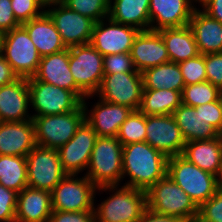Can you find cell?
<instances>
[{
	"label": "cell",
	"instance_id": "obj_20",
	"mask_svg": "<svg viewBox=\"0 0 222 222\" xmlns=\"http://www.w3.org/2000/svg\"><path fill=\"white\" fill-rule=\"evenodd\" d=\"M30 102L28 80L18 78L0 87V122H22L32 119L28 115Z\"/></svg>",
	"mask_w": 222,
	"mask_h": 222
},
{
	"label": "cell",
	"instance_id": "obj_13",
	"mask_svg": "<svg viewBox=\"0 0 222 222\" xmlns=\"http://www.w3.org/2000/svg\"><path fill=\"white\" fill-rule=\"evenodd\" d=\"M167 158L182 155L185 140L172 114L146 116V139Z\"/></svg>",
	"mask_w": 222,
	"mask_h": 222
},
{
	"label": "cell",
	"instance_id": "obj_42",
	"mask_svg": "<svg viewBox=\"0 0 222 222\" xmlns=\"http://www.w3.org/2000/svg\"><path fill=\"white\" fill-rule=\"evenodd\" d=\"M201 116L219 132L222 129V97L217 101L201 105Z\"/></svg>",
	"mask_w": 222,
	"mask_h": 222
},
{
	"label": "cell",
	"instance_id": "obj_10",
	"mask_svg": "<svg viewBox=\"0 0 222 222\" xmlns=\"http://www.w3.org/2000/svg\"><path fill=\"white\" fill-rule=\"evenodd\" d=\"M28 187L52 191L66 176L58 149L36 145L26 156Z\"/></svg>",
	"mask_w": 222,
	"mask_h": 222
},
{
	"label": "cell",
	"instance_id": "obj_12",
	"mask_svg": "<svg viewBox=\"0 0 222 222\" xmlns=\"http://www.w3.org/2000/svg\"><path fill=\"white\" fill-rule=\"evenodd\" d=\"M143 91L141 72L104 74L97 95L105 101L139 110Z\"/></svg>",
	"mask_w": 222,
	"mask_h": 222
},
{
	"label": "cell",
	"instance_id": "obj_41",
	"mask_svg": "<svg viewBox=\"0 0 222 222\" xmlns=\"http://www.w3.org/2000/svg\"><path fill=\"white\" fill-rule=\"evenodd\" d=\"M206 79L222 90V52L205 54Z\"/></svg>",
	"mask_w": 222,
	"mask_h": 222
},
{
	"label": "cell",
	"instance_id": "obj_45",
	"mask_svg": "<svg viewBox=\"0 0 222 222\" xmlns=\"http://www.w3.org/2000/svg\"><path fill=\"white\" fill-rule=\"evenodd\" d=\"M136 222H185L179 217L160 214L150 209H146Z\"/></svg>",
	"mask_w": 222,
	"mask_h": 222
},
{
	"label": "cell",
	"instance_id": "obj_4",
	"mask_svg": "<svg viewBox=\"0 0 222 222\" xmlns=\"http://www.w3.org/2000/svg\"><path fill=\"white\" fill-rule=\"evenodd\" d=\"M167 175L200 207L218 190L214 174L200 169L182 155L168 158Z\"/></svg>",
	"mask_w": 222,
	"mask_h": 222
},
{
	"label": "cell",
	"instance_id": "obj_22",
	"mask_svg": "<svg viewBox=\"0 0 222 222\" xmlns=\"http://www.w3.org/2000/svg\"><path fill=\"white\" fill-rule=\"evenodd\" d=\"M90 111V114L86 112L85 120L91 125L97 137H116L120 126L133 110L100 99Z\"/></svg>",
	"mask_w": 222,
	"mask_h": 222
},
{
	"label": "cell",
	"instance_id": "obj_28",
	"mask_svg": "<svg viewBox=\"0 0 222 222\" xmlns=\"http://www.w3.org/2000/svg\"><path fill=\"white\" fill-rule=\"evenodd\" d=\"M150 0H110L108 17L115 22L135 27L139 31L150 30Z\"/></svg>",
	"mask_w": 222,
	"mask_h": 222
},
{
	"label": "cell",
	"instance_id": "obj_49",
	"mask_svg": "<svg viewBox=\"0 0 222 222\" xmlns=\"http://www.w3.org/2000/svg\"><path fill=\"white\" fill-rule=\"evenodd\" d=\"M218 186L222 188V158L218 174L216 175Z\"/></svg>",
	"mask_w": 222,
	"mask_h": 222
},
{
	"label": "cell",
	"instance_id": "obj_48",
	"mask_svg": "<svg viewBox=\"0 0 222 222\" xmlns=\"http://www.w3.org/2000/svg\"><path fill=\"white\" fill-rule=\"evenodd\" d=\"M67 0H38L40 6L44 9V7H55L60 5H65ZM53 5V6H52Z\"/></svg>",
	"mask_w": 222,
	"mask_h": 222
},
{
	"label": "cell",
	"instance_id": "obj_3",
	"mask_svg": "<svg viewBox=\"0 0 222 222\" xmlns=\"http://www.w3.org/2000/svg\"><path fill=\"white\" fill-rule=\"evenodd\" d=\"M146 197L147 208L154 212L185 222L198 218L199 207L167 174L146 191Z\"/></svg>",
	"mask_w": 222,
	"mask_h": 222
},
{
	"label": "cell",
	"instance_id": "obj_32",
	"mask_svg": "<svg viewBox=\"0 0 222 222\" xmlns=\"http://www.w3.org/2000/svg\"><path fill=\"white\" fill-rule=\"evenodd\" d=\"M0 184L17 193L28 187L26 157L0 155Z\"/></svg>",
	"mask_w": 222,
	"mask_h": 222
},
{
	"label": "cell",
	"instance_id": "obj_21",
	"mask_svg": "<svg viewBox=\"0 0 222 222\" xmlns=\"http://www.w3.org/2000/svg\"><path fill=\"white\" fill-rule=\"evenodd\" d=\"M36 145L33 119L0 122V155L26 157Z\"/></svg>",
	"mask_w": 222,
	"mask_h": 222
},
{
	"label": "cell",
	"instance_id": "obj_26",
	"mask_svg": "<svg viewBox=\"0 0 222 222\" xmlns=\"http://www.w3.org/2000/svg\"><path fill=\"white\" fill-rule=\"evenodd\" d=\"M172 116L185 140H210L219 137V132L201 116V105L196 107L181 104Z\"/></svg>",
	"mask_w": 222,
	"mask_h": 222
},
{
	"label": "cell",
	"instance_id": "obj_34",
	"mask_svg": "<svg viewBox=\"0 0 222 222\" xmlns=\"http://www.w3.org/2000/svg\"><path fill=\"white\" fill-rule=\"evenodd\" d=\"M116 138L123 146L145 142L146 139V115L139 110L132 111L127 119L120 126Z\"/></svg>",
	"mask_w": 222,
	"mask_h": 222
},
{
	"label": "cell",
	"instance_id": "obj_38",
	"mask_svg": "<svg viewBox=\"0 0 222 222\" xmlns=\"http://www.w3.org/2000/svg\"><path fill=\"white\" fill-rule=\"evenodd\" d=\"M11 6L15 19L20 25L41 16L45 12L38 0H11ZM41 9L43 11L39 12Z\"/></svg>",
	"mask_w": 222,
	"mask_h": 222
},
{
	"label": "cell",
	"instance_id": "obj_8",
	"mask_svg": "<svg viewBox=\"0 0 222 222\" xmlns=\"http://www.w3.org/2000/svg\"><path fill=\"white\" fill-rule=\"evenodd\" d=\"M69 66L77 87L87 96L95 95L103 80V56L90 44L69 48Z\"/></svg>",
	"mask_w": 222,
	"mask_h": 222
},
{
	"label": "cell",
	"instance_id": "obj_51",
	"mask_svg": "<svg viewBox=\"0 0 222 222\" xmlns=\"http://www.w3.org/2000/svg\"><path fill=\"white\" fill-rule=\"evenodd\" d=\"M2 39H3V33L0 32V54H1V47H2Z\"/></svg>",
	"mask_w": 222,
	"mask_h": 222
},
{
	"label": "cell",
	"instance_id": "obj_27",
	"mask_svg": "<svg viewBox=\"0 0 222 222\" xmlns=\"http://www.w3.org/2000/svg\"><path fill=\"white\" fill-rule=\"evenodd\" d=\"M182 156L200 169L218 174L222 158V140L220 137L210 140H196L185 143Z\"/></svg>",
	"mask_w": 222,
	"mask_h": 222
},
{
	"label": "cell",
	"instance_id": "obj_35",
	"mask_svg": "<svg viewBox=\"0 0 222 222\" xmlns=\"http://www.w3.org/2000/svg\"><path fill=\"white\" fill-rule=\"evenodd\" d=\"M65 5L96 23L108 18L110 0H67Z\"/></svg>",
	"mask_w": 222,
	"mask_h": 222
},
{
	"label": "cell",
	"instance_id": "obj_44",
	"mask_svg": "<svg viewBox=\"0 0 222 222\" xmlns=\"http://www.w3.org/2000/svg\"><path fill=\"white\" fill-rule=\"evenodd\" d=\"M19 26L12 10L11 0H0V32L5 33Z\"/></svg>",
	"mask_w": 222,
	"mask_h": 222
},
{
	"label": "cell",
	"instance_id": "obj_43",
	"mask_svg": "<svg viewBox=\"0 0 222 222\" xmlns=\"http://www.w3.org/2000/svg\"><path fill=\"white\" fill-rule=\"evenodd\" d=\"M49 222H95L94 211H55L53 210Z\"/></svg>",
	"mask_w": 222,
	"mask_h": 222
},
{
	"label": "cell",
	"instance_id": "obj_14",
	"mask_svg": "<svg viewBox=\"0 0 222 222\" xmlns=\"http://www.w3.org/2000/svg\"><path fill=\"white\" fill-rule=\"evenodd\" d=\"M103 21L101 20L94 24L90 44L102 56L130 53L133 41L139 30L135 27L115 22L109 17L107 20L109 25Z\"/></svg>",
	"mask_w": 222,
	"mask_h": 222
},
{
	"label": "cell",
	"instance_id": "obj_47",
	"mask_svg": "<svg viewBox=\"0 0 222 222\" xmlns=\"http://www.w3.org/2000/svg\"><path fill=\"white\" fill-rule=\"evenodd\" d=\"M203 11L222 23V0H210L203 6Z\"/></svg>",
	"mask_w": 222,
	"mask_h": 222
},
{
	"label": "cell",
	"instance_id": "obj_30",
	"mask_svg": "<svg viewBox=\"0 0 222 222\" xmlns=\"http://www.w3.org/2000/svg\"><path fill=\"white\" fill-rule=\"evenodd\" d=\"M143 89H169L182 93L185 86L178 63L166 62L142 72Z\"/></svg>",
	"mask_w": 222,
	"mask_h": 222
},
{
	"label": "cell",
	"instance_id": "obj_37",
	"mask_svg": "<svg viewBox=\"0 0 222 222\" xmlns=\"http://www.w3.org/2000/svg\"><path fill=\"white\" fill-rule=\"evenodd\" d=\"M198 222H222V188L199 207Z\"/></svg>",
	"mask_w": 222,
	"mask_h": 222
},
{
	"label": "cell",
	"instance_id": "obj_17",
	"mask_svg": "<svg viewBox=\"0 0 222 222\" xmlns=\"http://www.w3.org/2000/svg\"><path fill=\"white\" fill-rule=\"evenodd\" d=\"M27 80H39L72 91L82 102L86 95L75 84L69 66V48L41 57L35 75ZM85 98V99H84Z\"/></svg>",
	"mask_w": 222,
	"mask_h": 222
},
{
	"label": "cell",
	"instance_id": "obj_6",
	"mask_svg": "<svg viewBox=\"0 0 222 222\" xmlns=\"http://www.w3.org/2000/svg\"><path fill=\"white\" fill-rule=\"evenodd\" d=\"M86 108L83 100L75 111L58 115L32 116L36 144L52 149H59L66 144L85 120Z\"/></svg>",
	"mask_w": 222,
	"mask_h": 222
},
{
	"label": "cell",
	"instance_id": "obj_7",
	"mask_svg": "<svg viewBox=\"0 0 222 222\" xmlns=\"http://www.w3.org/2000/svg\"><path fill=\"white\" fill-rule=\"evenodd\" d=\"M1 55L18 78H31L37 72L40 55L27 30L20 25L3 33Z\"/></svg>",
	"mask_w": 222,
	"mask_h": 222
},
{
	"label": "cell",
	"instance_id": "obj_23",
	"mask_svg": "<svg viewBox=\"0 0 222 222\" xmlns=\"http://www.w3.org/2000/svg\"><path fill=\"white\" fill-rule=\"evenodd\" d=\"M52 211L50 191L26 187L17 196L15 222H49Z\"/></svg>",
	"mask_w": 222,
	"mask_h": 222
},
{
	"label": "cell",
	"instance_id": "obj_52",
	"mask_svg": "<svg viewBox=\"0 0 222 222\" xmlns=\"http://www.w3.org/2000/svg\"><path fill=\"white\" fill-rule=\"evenodd\" d=\"M219 137L222 140V129L219 131Z\"/></svg>",
	"mask_w": 222,
	"mask_h": 222
},
{
	"label": "cell",
	"instance_id": "obj_33",
	"mask_svg": "<svg viewBox=\"0 0 222 222\" xmlns=\"http://www.w3.org/2000/svg\"><path fill=\"white\" fill-rule=\"evenodd\" d=\"M182 104L196 107L217 101L222 97V90L208 81L185 85L181 93Z\"/></svg>",
	"mask_w": 222,
	"mask_h": 222
},
{
	"label": "cell",
	"instance_id": "obj_11",
	"mask_svg": "<svg viewBox=\"0 0 222 222\" xmlns=\"http://www.w3.org/2000/svg\"><path fill=\"white\" fill-rule=\"evenodd\" d=\"M30 105L37 114L58 115L75 111L82 101L70 90L39 80H28Z\"/></svg>",
	"mask_w": 222,
	"mask_h": 222
},
{
	"label": "cell",
	"instance_id": "obj_2",
	"mask_svg": "<svg viewBox=\"0 0 222 222\" xmlns=\"http://www.w3.org/2000/svg\"><path fill=\"white\" fill-rule=\"evenodd\" d=\"M123 145L116 137H97L87 166V174L98 188L118 186L122 179Z\"/></svg>",
	"mask_w": 222,
	"mask_h": 222
},
{
	"label": "cell",
	"instance_id": "obj_5",
	"mask_svg": "<svg viewBox=\"0 0 222 222\" xmlns=\"http://www.w3.org/2000/svg\"><path fill=\"white\" fill-rule=\"evenodd\" d=\"M98 190H116L94 208L95 222H136L147 209L146 191L128 186H102Z\"/></svg>",
	"mask_w": 222,
	"mask_h": 222
},
{
	"label": "cell",
	"instance_id": "obj_9",
	"mask_svg": "<svg viewBox=\"0 0 222 222\" xmlns=\"http://www.w3.org/2000/svg\"><path fill=\"white\" fill-rule=\"evenodd\" d=\"M66 176L51 191L52 209L55 211H94L97 187L86 176Z\"/></svg>",
	"mask_w": 222,
	"mask_h": 222
},
{
	"label": "cell",
	"instance_id": "obj_40",
	"mask_svg": "<svg viewBox=\"0 0 222 222\" xmlns=\"http://www.w3.org/2000/svg\"><path fill=\"white\" fill-rule=\"evenodd\" d=\"M18 193L0 184V222H15Z\"/></svg>",
	"mask_w": 222,
	"mask_h": 222
},
{
	"label": "cell",
	"instance_id": "obj_29",
	"mask_svg": "<svg viewBox=\"0 0 222 222\" xmlns=\"http://www.w3.org/2000/svg\"><path fill=\"white\" fill-rule=\"evenodd\" d=\"M158 32L165 43L171 62L179 63L200 54L189 25L179 28H164Z\"/></svg>",
	"mask_w": 222,
	"mask_h": 222
},
{
	"label": "cell",
	"instance_id": "obj_39",
	"mask_svg": "<svg viewBox=\"0 0 222 222\" xmlns=\"http://www.w3.org/2000/svg\"><path fill=\"white\" fill-rule=\"evenodd\" d=\"M104 74L118 72H139L135 69L130 53H116L103 56Z\"/></svg>",
	"mask_w": 222,
	"mask_h": 222
},
{
	"label": "cell",
	"instance_id": "obj_15",
	"mask_svg": "<svg viewBox=\"0 0 222 222\" xmlns=\"http://www.w3.org/2000/svg\"><path fill=\"white\" fill-rule=\"evenodd\" d=\"M57 28L62 42L67 48L90 43L95 22L60 5L53 9L45 10Z\"/></svg>",
	"mask_w": 222,
	"mask_h": 222
},
{
	"label": "cell",
	"instance_id": "obj_16",
	"mask_svg": "<svg viewBox=\"0 0 222 222\" xmlns=\"http://www.w3.org/2000/svg\"><path fill=\"white\" fill-rule=\"evenodd\" d=\"M97 135L84 120L75 135L58 149L61 167L66 174L78 175L89 164Z\"/></svg>",
	"mask_w": 222,
	"mask_h": 222
},
{
	"label": "cell",
	"instance_id": "obj_25",
	"mask_svg": "<svg viewBox=\"0 0 222 222\" xmlns=\"http://www.w3.org/2000/svg\"><path fill=\"white\" fill-rule=\"evenodd\" d=\"M22 26L27 30L40 57L67 49L62 42L57 28L46 12L39 17L23 23Z\"/></svg>",
	"mask_w": 222,
	"mask_h": 222
},
{
	"label": "cell",
	"instance_id": "obj_50",
	"mask_svg": "<svg viewBox=\"0 0 222 222\" xmlns=\"http://www.w3.org/2000/svg\"><path fill=\"white\" fill-rule=\"evenodd\" d=\"M190 1V3L192 4V0H189ZM193 1H195V0H193ZM197 2H201L200 4H202V7L207 3V2H209L210 0H196Z\"/></svg>",
	"mask_w": 222,
	"mask_h": 222
},
{
	"label": "cell",
	"instance_id": "obj_31",
	"mask_svg": "<svg viewBox=\"0 0 222 222\" xmlns=\"http://www.w3.org/2000/svg\"><path fill=\"white\" fill-rule=\"evenodd\" d=\"M182 104L181 92L169 89H143L139 111L146 116L170 115Z\"/></svg>",
	"mask_w": 222,
	"mask_h": 222
},
{
	"label": "cell",
	"instance_id": "obj_36",
	"mask_svg": "<svg viewBox=\"0 0 222 222\" xmlns=\"http://www.w3.org/2000/svg\"><path fill=\"white\" fill-rule=\"evenodd\" d=\"M185 85L207 81L205 69V55L198 56L179 62Z\"/></svg>",
	"mask_w": 222,
	"mask_h": 222
},
{
	"label": "cell",
	"instance_id": "obj_24",
	"mask_svg": "<svg viewBox=\"0 0 222 222\" xmlns=\"http://www.w3.org/2000/svg\"><path fill=\"white\" fill-rule=\"evenodd\" d=\"M189 27L200 54L222 52V23L201 10L194 9Z\"/></svg>",
	"mask_w": 222,
	"mask_h": 222
},
{
	"label": "cell",
	"instance_id": "obj_1",
	"mask_svg": "<svg viewBox=\"0 0 222 222\" xmlns=\"http://www.w3.org/2000/svg\"><path fill=\"white\" fill-rule=\"evenodd\" d=\"M168 158L147 142L131 143L123 146L122 178L130 179L125 186L147 191L167 174Z\"/></svg>",
	"mask_w": 222,
	"mask_h": 222
},
{
	"label": "cell",
	"instance_id": "obj_18",
	"mask_svg": "<svg viewBox=\"0 0 222 222\" xmlns=\"http://www.w3.org/2000/svg\"><path fill=\"white\" fill-rule=\"evenodd\" d=\"M134 67L137 71L169 62L165 43L158 31L144 30L136 35L130 51Z\"/></svg>",
	"mask_w": 222,
	"mask_h": 222
},
{
	"label": "cell",
	"instance_id": "obj_46",
	"mask_svg": "<svg viewBox=\"0 0 222 222\" xmlns=\"http://www.w3.org/2000/svg\"><path fill=\"white\" fill-rule=\"evenodd\" d=\"M18 79V76L13 72L10 64L0 54V87L11 84Z\"/></svg>",
	"mask_w": 222,
	"mask_h": 222
},
{
	"label": "cell",
	"instance_id": "obj_19",
	"mask_svg": "<svg viewBox=\"0 0 222 222\" xmlns=\"http://www.w3.org/2000/svg\"><path fill=\"white\" fill-rule=\"evenodd\" d=\"M194 9L189 0H150V30L187 26Z\"/></svg>",
	"mask_w": 222,
	"mask_h": 222
}]
</instances>
